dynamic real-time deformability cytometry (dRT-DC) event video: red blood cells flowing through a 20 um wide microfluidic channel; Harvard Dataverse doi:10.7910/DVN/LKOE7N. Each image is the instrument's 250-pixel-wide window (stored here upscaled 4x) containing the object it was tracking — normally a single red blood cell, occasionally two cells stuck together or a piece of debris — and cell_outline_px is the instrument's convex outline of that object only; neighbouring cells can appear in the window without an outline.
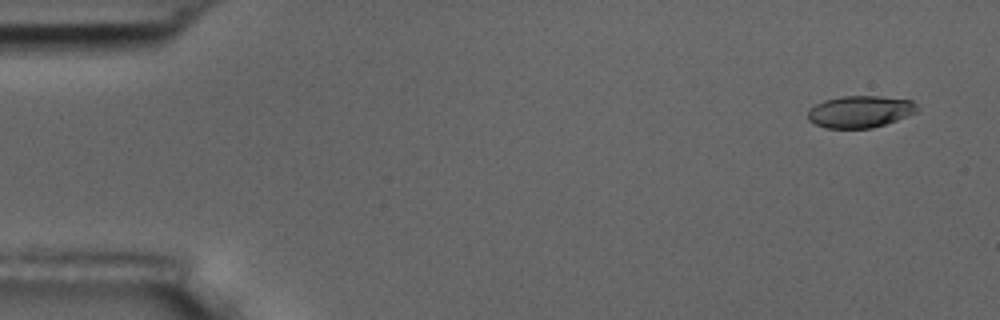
{"species": "common noctule bat (a hibernating species)", "species_latin": "Nyctalus noctula", "temperature_condition": "room temperature", "stored_images_in_passage": 7, "camera_frame_rate_fps": 3000, "um_per_image_px": 0.085, "animal": {"sex": "male", "body_mass_g": 17.5, "forearm_length_mm": 52.3}, "frame": {"image": 1, "passage_image": 1, "time_ms": 0.0, "image_size_px": [1000, 320], "cell_outline_px": [[920, 108], [916, 112], [908, 116], [872, 128], [824, 128], [808, 120], [808, 112], [816, 104], [824, 100], [844, 96], [880, 96], [912, 100]], "centroid_in_image_um": [73.13, 9.49], "position_along_channel_um": 11.9, "area_um2": 20.29}}
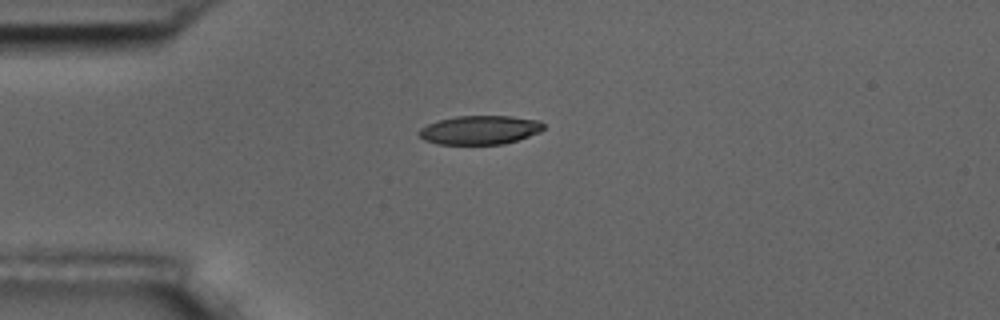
{"frame": {"image": 2, "passage_image": 4, "time_ms": 3.667, "image_size_px": [1000, 320], "cell_outline_px": [[544, 128], [540, 132], [504, 144], [436, 144], [424, 140], [420, 136], [420, 128], [428, 124], [440, 120], [456, 116], [512, 116], [540, 120], [544, 124]], "centroid_in_image_um": [40.81, 11.04], "position_along_channel_um": 44.2, "area_um2": 20.87}}